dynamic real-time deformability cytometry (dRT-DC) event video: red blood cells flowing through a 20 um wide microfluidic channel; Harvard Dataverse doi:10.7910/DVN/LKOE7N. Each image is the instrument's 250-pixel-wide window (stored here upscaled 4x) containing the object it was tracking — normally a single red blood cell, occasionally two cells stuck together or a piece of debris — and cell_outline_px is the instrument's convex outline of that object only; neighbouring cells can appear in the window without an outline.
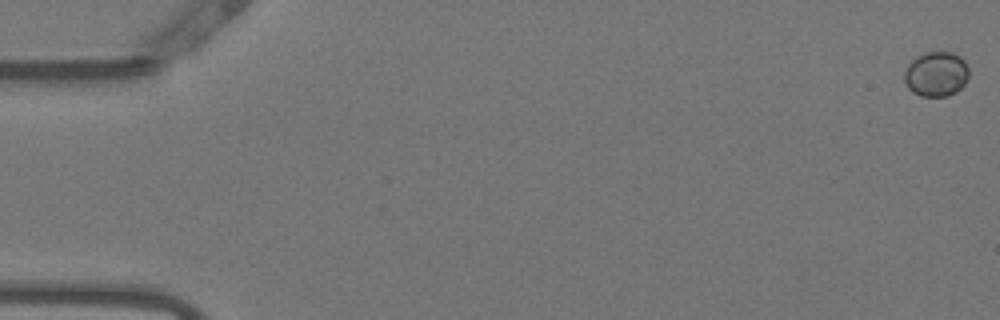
{"species": "Egyptian fruit bat (a non-hibernating species)", "species_latin": "Rousettus aegyptiacus", "temperature_condition": "warm", "stored_images_in_passage": 12, "camera_frame_rate_fps": 3000, "um_per_image_px": 0.085, "animal": {"sex": "female"}, "frame": {"image": 1, "passage_image": 1, "time_ms": 0.0, "image_size_px": [1000, 320], "cell_outline_px": [[968, 80], [956, 92], [948, 96], [920, 96], [912, 92], [908, 88], [904, 80], [904, 72], [908, 64], [916, 56], [924, 52], [952, 52], [960, 56], [964, 60], [968, 68]], "centroid_in_image_um": [79.57, 6.29], "position_along_channel_um": 5.4, "area_um2": 17.05}}